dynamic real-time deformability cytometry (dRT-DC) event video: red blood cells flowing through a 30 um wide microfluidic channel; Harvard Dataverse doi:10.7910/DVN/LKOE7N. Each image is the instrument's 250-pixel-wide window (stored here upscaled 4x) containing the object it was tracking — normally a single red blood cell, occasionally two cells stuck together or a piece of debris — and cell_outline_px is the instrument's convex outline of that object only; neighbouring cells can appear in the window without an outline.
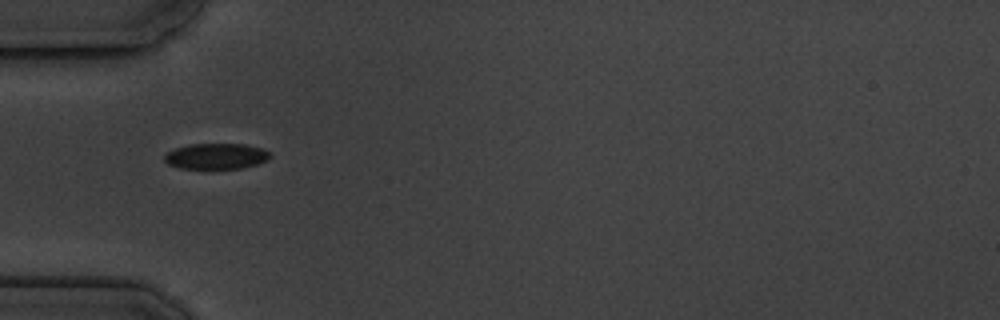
{"species": "common noctule bat (a hibernating species)", "species_latin": "Nyctalus noctula", "temperature_condition": "cold", "stored_images_in_passage": 12, "camera_frame_rate_fps": 3000, "um_per_image_px": 0.085, "animal": {"sex": "male", "body_mass_g": 19.5, "forearm_length_mm": 54.6}, "frame": {"image": 1, "passage_image": 1, "time_ms": 0.0, "image_size_px": [1000, 320], "cell_outline_px": [[272, 156], [268, 160], [244, 168], [180, 168], [168, 164], [164, 160], [164, 156], [168, 152], [176, 148], [188, 144], [244, 144], [264, 148]], "centroid_in_image_um": [18.4, 13.27], "position_along_channel_um": 66.6, "area_um2": 15.84}}
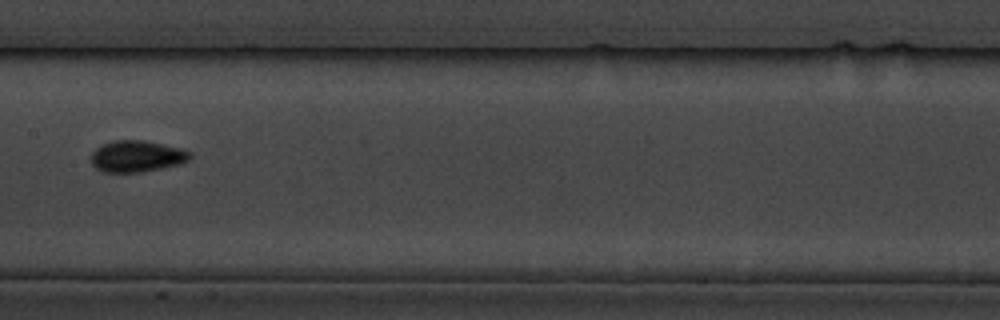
{"frame": {"image": 2, "passage_image": 4, "time_ms": 3.667, "image_size_px": [1000, 320], "cell_outline_px": [[192, 156], [188, 160], [180, 164], [140, 172], [104, 172], [96, 168], [92, 164], [92, 152], [96, 148], [112, 140], [144, 140], [180, 148], [192, 152]], "centroid_in_image_um": [11.64, 13.28], "position_along_channel_um": 195.8, "area_um2": 18.03}}
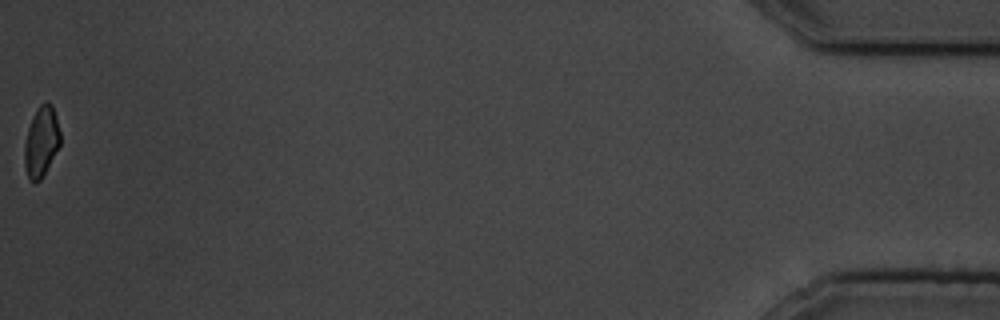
{"frame": {"image": 3, "passage_image": 12, "time_ms": 13.0, "image_size_px": [1000, 320], "cell_outline_px": [[60, 144], [40, 180], [28, 180], [24, 164], [24, 144], [28, 128], [32, 116], [36, 108], [40, 104], [52, 104], [56, 116], [60, 132]], "centroid_in_image_um": [3.49, 12.02], "position_along_channel_um": 431.7, "area_um2": 14.45}, "authors_computed_cell_mechanics": {"area_um2": 16.0973, "velocity_mm_per_s": 3.5386, "shape_relaxation_time_tau1_ms": 4.6468, "shape_relaxation_time_tau2_ms": null, "deformation_change_tau1": 0.0778, "deformation_change_tau2": null}}